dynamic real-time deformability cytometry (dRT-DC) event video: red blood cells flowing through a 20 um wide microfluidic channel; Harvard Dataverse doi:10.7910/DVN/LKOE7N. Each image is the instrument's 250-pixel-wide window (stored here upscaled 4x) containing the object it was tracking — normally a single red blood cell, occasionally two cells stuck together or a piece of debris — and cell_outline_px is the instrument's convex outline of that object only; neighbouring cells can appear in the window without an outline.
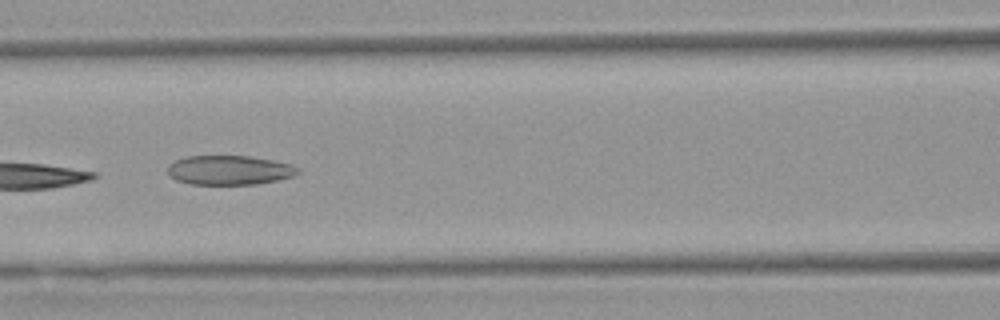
{"species": "Egyptian fruit bat (a non-hibernating species)", "species_latin": "Rousettus aegyptiacus", "temperature_condition": "warm", "stored_images_in_passage": 8, "camera_frame_rate_fps": 3000, "um_per_image_px": 0.085, "animal": {"sex": "female"}, "frame": {"image": 1, "passage_image": 5, "time_ms": 4.667, "image_size_px": [1000, 320], "cell_outline_px": [[300, 172], [292, 176], [276, 180], [256, 184], [192, 184], [176, 180], [168, 172], [168, 164], [176, 160], [188, 156], [248, 156], [272, 160], [292, 164], [300, 168]], "centroid_in_image_um": [19.51, 14.45], "position_along_channel_um": 147.1, "area_um2": 22.14}}
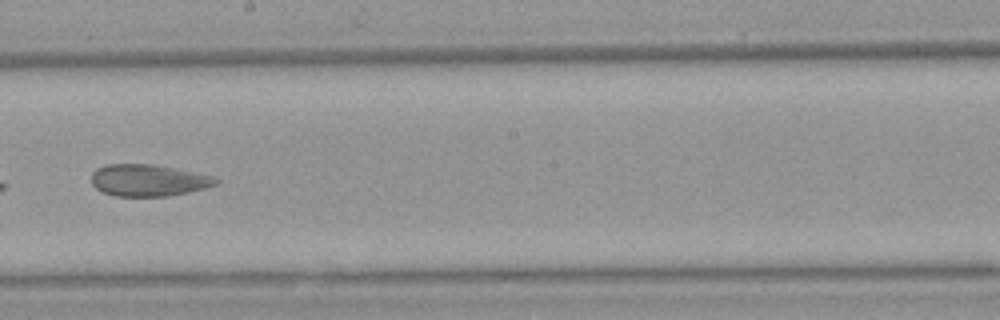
{"frame": {"image": 2, "passage_image": 7, "time_ms": 7.0, "image_size_px": [1000, 320], "cell_outline_px": [[220, 180], [216, 184], [204, 188], [188, 192], [164, 196], [116, 196], [100, 192], [92, 184], [92, 172], [96, 168], [104, 164], [152, 164], [212, 176]], "centroid_in_image_um": [12.54, 15.32], "position_along_channel_um": 235.7, "area_um2": 22.89}}
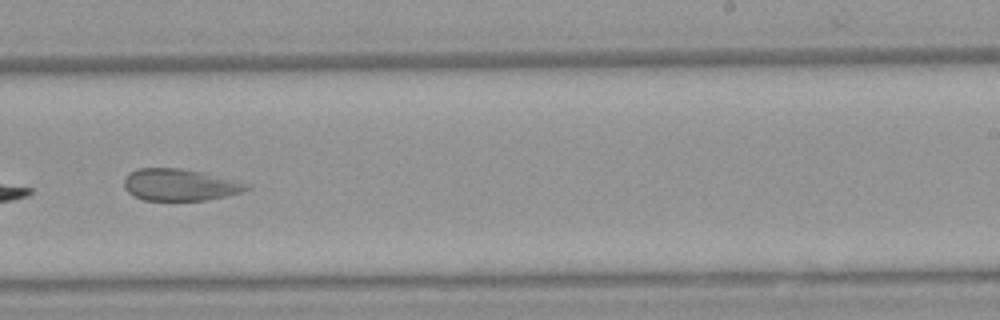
{"frame": {"image": 3, "passage_image": 8, "time_ms": 8.0, "image_size_px": [1000, 320], "cell_outline_px": [[252, 188], [240, 192], [208, 200], [144, 200], [128, 192], [124, 188], [124, 180], [128, 172], [136, 168], [180, 168], [200, 172], [236, 180], [252, 184]], "centroid_in_image_um": [15.28, 15.7], "position_along_channel_um": 273.7, "area_um2": 22.72}}